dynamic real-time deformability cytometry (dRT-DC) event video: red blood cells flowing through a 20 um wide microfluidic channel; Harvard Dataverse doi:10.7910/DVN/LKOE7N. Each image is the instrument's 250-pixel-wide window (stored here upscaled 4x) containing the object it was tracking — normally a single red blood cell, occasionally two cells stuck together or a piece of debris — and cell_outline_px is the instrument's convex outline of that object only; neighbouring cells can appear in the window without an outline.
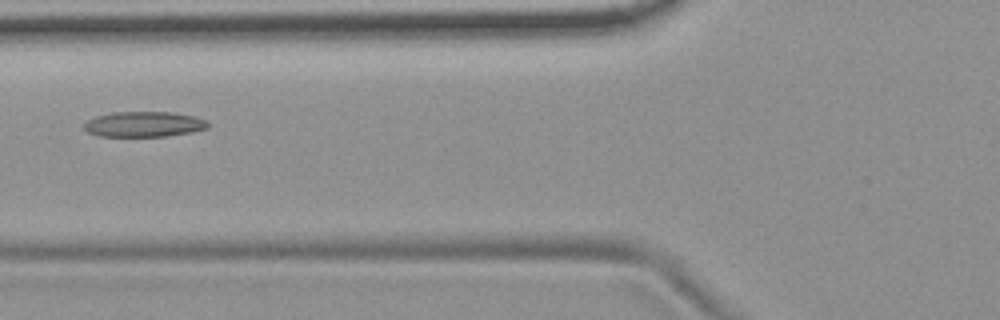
{"species": "common noctule bat (a hibernating species)", "species_latin": "Nyctalus noctula", "temperature_condition": "room temperature", "stored_images_in_passage": 5, "camera_frame_rate_fps": 3000, "um_per_image_px": 0.085, "animal": {"sex": "female", "body_mass_g": 19.9}, "frame": {"image": 1, "passage_image": 5, "time_ms": 4.667, "image_size_px": [1000, 320], "cell_outline_px": [[208, 128], [192, 132], [164, 136], [100, 136], [88, 132], [84, 128], [84, 124], [88, 120], [96, 116], [112, 112], [172, 112], [196, 116], [208, 120]], "centroid_in_image_um": [12.27, 10.55], "position_along_channel_um": 113.5, "area_um2": 18.32}}